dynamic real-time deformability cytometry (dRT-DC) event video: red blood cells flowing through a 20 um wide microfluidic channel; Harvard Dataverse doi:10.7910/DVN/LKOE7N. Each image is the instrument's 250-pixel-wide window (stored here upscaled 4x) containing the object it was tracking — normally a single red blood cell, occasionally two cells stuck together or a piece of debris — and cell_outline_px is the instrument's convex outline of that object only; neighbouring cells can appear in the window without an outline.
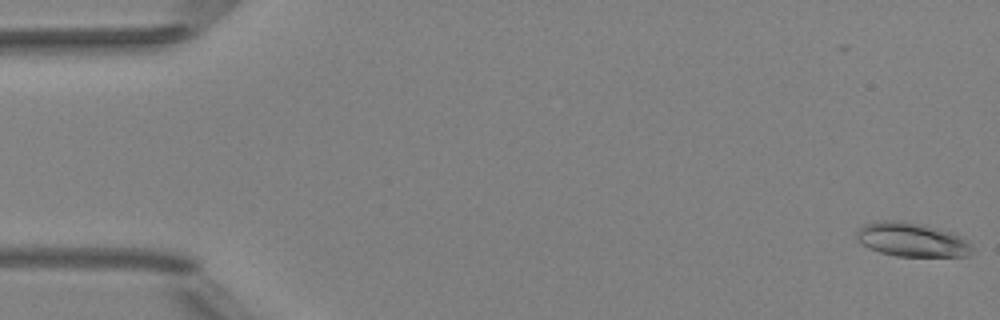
{"species": "Egyptian fruit bat (a non-hibernating species)", "species_latin": "Rousettus aegyptiacus", "temperature_condition": "room temperature", "stored_images_in_passage": 4, "camera_frame_rate_fps": 3000, "um_per_image_px": 0.085, "animal": {"sex": "female"}, "frame": {"image": 1, "passage_image": 1, "time_ms": 0.0, "image_size_px": [1000, 320], "cell_outline_px": [[972, 252], [968, 256], [896, 256], [880, 252], [860, 244], [856, 240], [856, 232], [864, 224], [880, 220], [892, 220], [916, 224], [936, 228], [952, 232], [964, 240], [972, 248]], "centroid_in_image_um": [77.44, 20.38], "position_along_channel_um": 7.6, "area_um2": 22.48}}
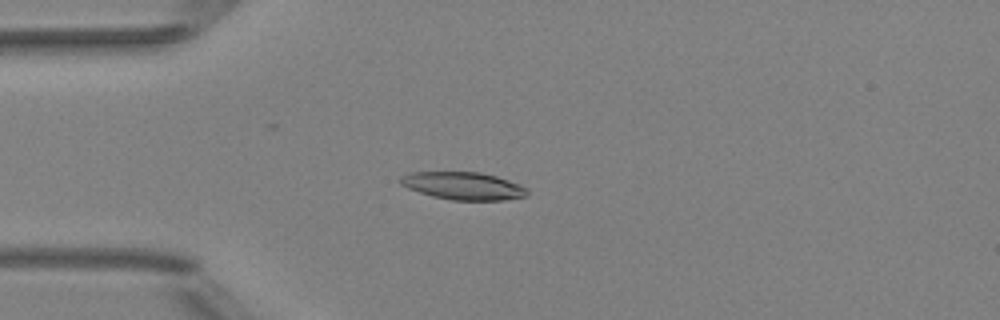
{"frame": {"image": 2, "passage_image": 4, "time_ms": 1.0, "image_size_px": [1000, 320], "cell_outline_px": [[528, 196], [504, 200], [452, 200], [432, 196], [408, 188], [400, 184], [396, 180], [400, 176], [412, 172], [480, 172], [496, 176], [520, 184], [528, 188]], "centroid_in_image_um": [39.38, 15.8], "position_along_channel_um": 45.6, "area_um2": 20.58}}